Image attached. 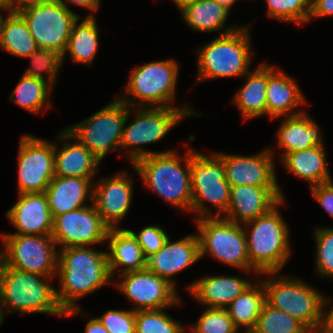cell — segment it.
I'll return each mask as SVG.
<instances>
[{"label":"cell","instance_id":"cell-1","mask_svg":"<svg viewBox=\"0 0 333 333\" xmlns=\"http://www.w3.org/2000/svg\"><path fill=\"white\" fill-rule=\"evenodd\" d=\"M56 275L60 281L56 297L65 317L82 314L76 300L112 280L107 253L90 246L59 249Z\"/></svg>","mask_w":333,"mask_h":333},{"label":"cell","instance_id":"cell-2","mask_svg":"<svg viewBox=\"0 0 333 333\" xmlns=\"http://www.w3.org/2000/svg\"><path fill=\"white\" fill-rule=\"evenodd\" d=\"M132 167L147 189L154 191L171 206L191 212L190 147L183 157L176 151L153 154L137 159Z\"/></svg>","mask_w":333,"mask_h":333},{"label":"cell","instance_id":"cell-3","mask_svg":"<svg viewBox=\"0 0 333 333\" xmlns=\"http://www.w3.org/2000/svg\"><path fill=\"white\" fill-rule=\"evenodd\" d=\"M283 204H286L285 198L267 213L242 224L247 238L251 273L256 276L281 271L291 256L290 229L278 210ZM248 227L251 228L249 231Z\"/></svg>","mask_w":333,"mask_h":333},{"label":"cell","instance_id":"cell-4","mask_svg":"<svg viewBox=\"0 0 333 333\" xmlns=\"http://www.w3.org/2000/svg\"><path fill=\"white\" fill-rule=\"evenodd\" d=\"M250 26L226 27L214 40L198 49L197 83L206 79L243 77L250 71L254 53Z\"/></svg>","mask_w":333,"mask_h":333},{"label":"cell","instance_id":"cell-5","mask_svg":"<svg viewBox=\"0 0 333 333\" xmlns=\"http://www.w3.org/2000/svg\"><path fill=\"white\" fill-rule=\"evenodd\" d=\"M52 279L53 277L8 267L0 262V308L3 318L8 310L22 314L65 316L57 301L56 289L48 283Z\"/></svg>","mask_w":333,"mask_h":333},{"label":"cell","instance_id":"cell-6","mask_svg":"<svg viewBox=\"0 0 333 333\" xmlns=\"http://www.w3.org/2000/svg\"><path fill=\"white\" fill-rule=\"evenodd\" d=\"M277 274H260L268 277L262 279L265 302L297 318L312 333H318L323 322L324 294L298 277L275 276Z\"/></svg>","mask_w":333,"mask_h":333},{"label":"cell","instance_id":"cell-7","mask_svg":"<svg viewBox=\"0 0 333 333\" xmlns=\"http://www.w3.org/2000/svg\"><path fill=\"white\" fill-rule=\"evenodd\" d=\"M135 119L128 123L129 116L133 113ZM135 110V111H134ZM197 113L191 107H129L124 123L120 148H127L126 157L133 164L137 159L153 154L167 153L168 151H150L142 148V145L160 141L169 131L186 117ZM191 115V116H190Z\"/></svg>","mask_w":333,"mask_h":333},{"label":"cell","instance_id":"cell-8","mask_svg":"<svg viewBox=\"0 0 333 333\" xmlns=\"http://www.w3.org/2000/svg\"><path fill=\"white\" fill-rule=\"evenodd\" d=\"M176 60L167 59L149 62L132 69L124 96L118 98L129 107H190L172 106L179 75ZM137 100L139 104L137 103Z\"/></svg>","mask_w":333,"mask_h":333},{"label":"cell","instance_id":"cell-9","mask_svg":"<svg viewBox=\"0 0 333 333\" xmlns=\"http://www.w3.org/2000/svg\"><path fill=\"white\" fill-rule=\"evenodd\" d=\"M192 185L191 211L195 220L205 217H223L229 206L230 189L222 160L215 154L207 156L190 147ZM216 208L211 211L207 204Z\"/></svg>","mask_w":333,"mask_h":333},{"label":"cell","instance_id":"cell-10","mask_svg":"<svg viewBox=\"0 0 333 333\" xmlns=\"http://www.w3.org/2000/svg\"><path fill=\"white\" fill-rule=\"evenodd\" d=\"M195 222L199 231L200 258L211 255L219 262L250 273L247 238L242 224L223 217H205Z\"/></svg>","mask_w":333,"mask_h":333},{"label":"cell","instance_id":"cell-11","mask_svg":"<svg viewBox=\"0 0 333 333\" xmlns=\"http://www.w3.org/2000/svg\"><path fill=\"white\" fill-rule=\"evenodd\" d=\"M17 12L27 23L38 48L64 54L74 22L80 17L57 0H38Z\"/></svg>","mask_w":333,"mask_h":333},{"label":"cell","instance_id":"cell-12","mask_svg":"<svg viewBox=\"0 0 333 333\" xmlns=\"http://www.w3.org/2000/svg\"><path fill=\"white\" fill-rule=\"evenodd\" d=\"M128 105L117 96L86 120L65 128L100 161L120 148Z\"/></svg>","mask_w":333,"mask_h":333},{"label":"cell","instance_id":"cell-13","mask_svg":"<svg viewBox=\"0 0 333 333\" xmlns=\"http://www.w3.org/2000/svg\"><path fill=\"white\" fill-rule=\"evenodd\" d=\"M0 262L8 267L56 277L58 249L51 235H1Z\"/></svg>","mask_w":333,"mask_h":333},{"label":"cell","instance_id":"cell-14","mask_svg":"<svg viewBox=\"0 0 333 333\" xmlns=\"http://www.w3.org/2000/svg\"><path fill=\"white\" fill-rule=\"evenodd\" d=\"M19 143L18 194L45 192L54 177L55 143L29 134Z\"/></svg>","mask_w":333,"mask_h":333},{"label":"cell","instance_id":"cell-15","mask_svg":"<svg viewBox=\"0 0 333 333\" xmlns=\"http://www.w3.org/2000/svg\"><path fill=\"white\" fill-rule=\"evenodd\" d=\"M53 219L52 238L61 248L104 244L109 227L103 222L93 202Z\"/></svg>","mask_w":333,"mask_h":333},{"label":"cell","instance_id":"cell-16","mask_svg":"<svg viewBox=\"0 0 333 333\" xmlns=\"http://www.w3.org/2000/svg\"><path fill=\"white\" fill-rule=\"evenodd\" d=\"M118 290L135 303L133 311L169 308L179 305L177 289L148 268L121 274Z\"/></svg>","mask_w":333,"mask_h":333},{"label":"cell","instance_id":"cell-17","mask_svg":"<svg viewBox=\"0 0 333 333\" xmlns=\"http://www.w3.org/2000/svg\"><path fill=\"white\" fill-rule=\"evenodd\" d=\"M132 176L121 171L93 182L92 202L109 228H118L128 213L133 198Z\"/></svg>","mask_w":333,"mask_h":333},{"label":"cell","instance_id":"cell-18","mask_svg":"<svg viewBox=\"0 0 333 333\" xmlns=\"http://www.w3.org/2000/svg\"><path fill=\"white\" fill-rule=\"evenodd\" d=\"M215 154L224 164L226 180L230 186L279 187L274 171L273 149L266 148L252 156Z\"/></svg>","mask_w":333,"mask_h":333},{"label":"cell","instance_id":"cell-19","mask_svg":"<svg viewBox=\"0 0 333 333\" xmlns=\"http://www.w3.org/2000/svg\"><path fill=\"white\" fill-rule=\"evenodd\" d=\"M283 198L280 187L231 186L229 206L223 218L244 224L267 213Z\"/></svg>","mask_w":333,"mask_h":333},{"label":"cell","instance_id":"cell-20","mask_svg":"<svg viewBox=\"0 0 333 333\" xmlns=\"http://www.w3.org/2000/svg\"><path fill=\"white\" fill-rule=\"evenodd\" d=\"M18 196V201L6 212V217L17 232L1 235H52L53 217L45 193H23Z\"/></svg>","mask_w":333,"mask_h":333},{"label":"cell","instance_id":"cell-21","mask_svg":"<svg viewBox=\"0 0 333 333\" xmlns=\"http://www.w3.org/2000/svg\"><path fill=\"white\" fill-rule=\"evenodd\" d=\"M200 259V242L194 233L175 242L168 238L163 247L147 259V268L177 288L174 275Z\"/></svg>","mask_w":333,"mask_h":333},{"label":"cell","instance_id":"cell-22","mask_svg":"<svg viewBox=\"0 0 333 333\" xmlns=\"http://www.w3.org/2000/svg\"><path fill=\"white\" fill-rule=\"evenodd\" d=\"M57 140L62 143V147L57 148L55 143L54 175L89 178L93 181L101 161L66 129L61 130Z\"/></svg>","mask_w":333,"mask_h":333},{"label":"cell","instance_id":"cell-23","mask_svg":"<svg viewBox=\"0 0 333 333\" xmlns=\"http://www.w3.org/2000/svg\"><path fill=\"white\" fill-rule=\"evenodd\" d=\"M275 67L267 64L266 115L274 119L305 112L296 109L305 103L297 82Z\"/></svg>","mask_w":333,"mask_h":333},{"label":"cell","instance_id":"cell-24","mask_svg":"<svg viewBox=\"0 0 333 333\" xmlns=\"http://www.w3.org/2000/svg\"><path fill=\"white\" fill-rule=\"evenodd\" d=\"M252 284L237 276H205L189 284L187 290L206 308L225 309Z\"/></svg>","mask_w":333,"mask_h":333},{"label":"cell","instance_id":"cell-25","mask_svg":"<svg viewBox=\"0 0 333 333\" xmlns=\"http://www.w3.org/2000/svg\"><path fill=\"white\" fill-rule=\"evenodd\" d=\"M93 182L89 178L54 175L45 190L53 219L69 211L85 207L93 197Z\"/></svg>","mask_w":333,"mask_h":333},{"label":"cell","instance_id":"cell-26","mask_svg":"<svg viewBox=\"0 0 333 333\" xmlns=\"http://www.w3.org/2000/svg\"><path fill=\"white\" fill-rule=\"evenodd\" d=\"M106 241H109L110 252L106 253L112 280L114 275L116 276L117 269H120L119 274L121 275L147 268V259L130 229L110 228Z\"/></svg>","mask_w":333,"mask_h":333},{"label":"cell","instance_id":"cell-27","mask_svg":"<svg viewBox=\"0 0 333 333\" xmlns=\"http://www.w3.org/2000/svg\"><path fill=\"white\" fill-rule=\"evenodd\" d=\"M320 127L306 114V111L293 116H284L277 130V146L286 154L324 145Z\"/></svg>","mask_w":333,"mask_h":333},{"label":"cell","instance_id":"cell-28","mask_svg":"<svg viewBox=\"0 0 333 333\" xmlns=\"http://www.w3.org/2000/svg\"><path fill=\"white\" fill-rule=\"evenodd\" d=\"M324 146H315L286 154L280 161L295 177L315 186L331 181Z\"/></svg>","mask_w":333,"mask_h":333},{"label":"cell","instance_id":"cell-29","mask_svg":"<svg viewBox=\"0 0 333 333\" xmlns=\"http://www.w3.org/2000/svg\"><path fill=\"white\" fill-rule=\"evenodd\" d=\"M243 78L247 82L235 94L232 103L244 120L266 115L267 64L258 65L253 73L249 71Z\"/></svg>","mask_w":333,"mask_h":333},{"label":"cell","instance_id":"cell-30","mask_svg":"<svg viewBox=\"0 0 333 333\" xmlns=\"http://www.w3.org/2000/svg\"><path fill=\"white\" fill-rule=\"evenodd\" d=\"M80 18L72 26L71 35L62 55V63L68 52L72 61L92 65L99 44L98 25L91 12L78 23Z\"/></svg>","mask_w":333,"mask_h":333},{"label":"cell","instance_id":"cell-31","mask_svg":"<svg viewBox=\"0 0 333 333\" xmlns=\"http://www.w3.org/2000/svg\"><path fill=\"white\" fill-rule=\"evenodd\" d=\"M0 20V48L14 56L26 58L38 47L27 23L17 11H7Z\"/></svg>","mask_w":333,"mask_h":333},{"label":"cell","instance_id":"cell-32","mask_svg":"<svg viewBox=\"0 0 333 333\" xmlns=\"http://www.w3.org/2000/svg\"><path fill=\"white\" fill-rule=\"evenodd\" d=\"M256 282L254 281L225 308L234 325L238 329L245 328L244 333H250L254 328L265 303V289L262 280L257 279Z\"/></svg>","mask_w":333,"mask_h":333},{"label":"cell","instance_id":"cell-33","mask_svg":"<svg viewBox=\"0 0 333 333\" xmlns=\"http://www.w3.org/2000/svg\"><path fill=\"white\" fill-rule=\"evenodd\" d=\"M183 20L193 30L210 33L223 30L230 11L214 0H197L180 10Z\"/></svg>","mask_w":333,"mask_h":333},{"label":"cell","instance_id":"cell-34","mask_svg":"<svg viewBox=\"0 0 333 333\" xmlns=\"http://www.w3.org/2000/svg\"><path fill=\"white\" fill-rule=\"evenodd\" d=\"M52 89L53 87L46 80L23 74L9 98L21 108L38 115L45 108L48 110L52 107L49 101Z\"/></svg>","mask_w":333,"mask_h":333},{"label":"cell","instance_id":"cell-35","mask_svg":"<svg viewBox=\"0 0 333 333\" xmlns=\"http://www.w3.org/2000/svg\"><path fill=\"white\" fill-rule=\"evenodd\" d=\"M250 333H312L297 318L264 303Z\"/></svg>","mask_w":333,"mask_h":333},{"label":"cell","instance_id":"cell-36","mask_svg":"<svg viewBox=\"0 0 333 333\" xmlns=\"http://www.w3.org/2000/svg\"><path fill=\"white\" fill-rule=\"evenodd\" d=\"M164 309L136 311V333H185V327Z\"/></svg>","mask_w":333,"mask_h":333},{"label":"cell","instance_id":"cell-37","mask_svg":"<svg viewBox=\"0 0 333 333\" xmlns=\"http://www.w3.org/2000/svg\"><path fill=\"white\" fill-rule=\"evenodd\" d=\"M267 15L270 18L293 22L296 24L308 23L312 8V0H265Z\"/></svg>","mask_w":333,"mask_h":333},{"label":"cell","instance_id":"cell-38","mask_svg":"<svg viewBox=\"0 0 333 333\" xmlns=\"http://www.w3.org/2000/svg\"><path fill=\"white\" fill-rule=\"evenodd\" d=\"M31 65L25 70L24 75L46 80L52 87L56 82L58 71L62 67V56L54 51L38 48L30 56ZM47 74L44 77V73Z\"/></svg>","mask_w":333,"mask_h":333},{"label":"cell","instance_id":"cell-39","mask_svg":"<svg viewBox=\"0 0 333 333\" xmlns=\"http://www.w3.org/2000/svg\"><path fill=\"white\" fill-rule=\"evenodd\" d=\"M190 333H240L226 309L205 308Z\"/></svg>","mask_w":333,"mask_h":333},{"label":"cell","instance_id":"cell-40","mask_svg":"<svg viewBox=\"0 0 333 333\" xmlns=\"http://www.w3.org/2000/svg\"><path fill=\"white\" fill-rule=\"evenodd\" d=\"M316 272L322 277H333V228L315 230Z\"/></svg>","mask_w":333,"mask_h":333},{"label":"cell","instance_id":"cell-41","mask_svg":"<svg viewBox=\"0 0 333 333\" xmlns=\"http://www.w3.org/2000/svg\"><path fill=\"white\" fill-rule=\"evenodd\" d=\"M109 333H136V311L108 310L96 317Z\"/></svg>","mask_w":333,"mask_h":333},{"label":"cell","instance_id":"cell-42","mask_svg":"<svg viewBox=\"0 0 333 333\" xmlns=\"http://www.w3.org/2000/svg\"><path fill=\"white\" fill-rule=\"evenodd\" d=\"M131 231L136 236L146 259L157 253L169 238L163 227L161 228L158 225L145 226L138 234L133 230Z\"/></svg>","mask_w":333,"mask_h":333},{"label":"cell","instance_id":"cell-43","mask_svg":"<svg viewBox=\"0 0 333 333\" xmlns=\"http://www.w3.org/2000/svg\"><path fill=\"white\" fill-rule=\"evenodd\" d=\"M313 197L333 219V180L310 187Z\"/></svg>","mask_w":333,"mask_h":333},{"label":"cell","instance_id":"cell-44","mask_svg":"<svg viewBox=\"0 0 333 333\" xmlns=\"http://www.w3.org/2000/svg\"><path fill=\"white\" fill-rule=\"evenodd\" d=\"M333 15V0H312L309 22L313 18H323Z\"/></svg>","mask_w":333,"mask_h":333},{"label":"cell","instance_id":"cell-45","mask_svg":"<svg viewBox=\"0 0 333 333\" xmlns=\"http://www.w3.org/2000/svg\"><path fill=\"white\" fill-rule=\"evenodd\" d=\"M331 299L324 295V305H323V322L321 329L318 333H333V306L329 309L327 313L325 312V307L330 304Z\"/></svg>","mask_w":333,"mask_h":333},{"label":"cell","instance_id":"cell-46","mask_svg":"<svg viewBox=\"0 0 333 333\" xmlns=\"http://www.w3.org/2000/svg\"><path fill=\"white\" fill-rule=\"evenodd\" d=\"M61 4L65 5L67 8L69 4L77 5L90 11H98L101 0H57ZM69 3V4H67Z\"/></svg>","mask_w":333,"mask_h":333},{"label":"cell","instance_id":"cell-47","mask_svg":"<svg viewBox=\"0 0 333 333\" xmlns=\"http://www.w3.org/2000/svg\"><path fill=\"white\" fill-rule=\"evenodd\" d=\"M85 333H109L104 326L97 320V318H91L85 326Z\"/></svg>","mask_w":333,"mask_h":333},{"label":"cell","instance_id":"cell-48","mask_svg":"<svg viewBox=\"0 0 333 333\" xmlns=\"http://www.w3.org/2000/svg\"><path fill=\"white\" fill-rule=\"evenodd\" d=\"M38 0H6L7 11H17L21 7L29 5Z\"/></svg>","mask_w":333,"mask_h":333},{"label":"cell","instance_id":"cell-49","mask_svg":"<svg viewBox=\"0 0 333 333\" xmlns=\"http://www.w3.org/2000/svg\"><path fill=\"white\" fill-rule=\"evenodd\" d=\"M174 4L178 7L179 11L186 5L196 2L197 0H172Z\"/></svg>","mask_w":333,"mask_h":333},{"label":"cell","instance_id":"cell-50","mask_svg":"<svg viewBox=\"0 0 333 333\" xmlns=\"http://www.w3.org/2000/svg\"><path fill=\"white\" fill-rule=\"evenodd\" d=\"M220 5H223L225 8H227L229 11L231 10L232 5L237 2V0H214Z\"/></svg>","mask_w":333,"mask_h":333},{"label":"cell","instance_id":"cell-51","mask_svg":"<svg viewBox=\"0 0 333 333\" xmlns=\"http://www.w3.org/2000/svg\"><path fill=\"white\" fill-rule=\"evenodd\" d=\"M0 9L6 11V0H0Z\"/></svg>","mask_w":333,"mask_h":333},{"label":"cell","instance_id":"cell-52","mask_svg":"<svg viewBox=\"0 0 333 333\" xmlns=\"http://www.w3.org/2000/svg\"><path fill=\"white\" fill-rule=\"evenodd\" d=\"M3 320H4V318H3V314H2V311H1V308H0V326L3 323Z\"/></svg>","mask_w":333,"mask_h":333},{"label":"cell","instance_id":"cell-53","mask_svg":"<svg viewBox=\"0 0 333 333\" xmlns=\"http://www.w3.org/2000/svg\"><path fill=\"white\" fill-rule=\"evenodd\" d=\"M1 11H3V9H0V20H1V17L3 15V13H1Z\"/></svg>","mask_w":333,"mask_h":333}]
</instances>
